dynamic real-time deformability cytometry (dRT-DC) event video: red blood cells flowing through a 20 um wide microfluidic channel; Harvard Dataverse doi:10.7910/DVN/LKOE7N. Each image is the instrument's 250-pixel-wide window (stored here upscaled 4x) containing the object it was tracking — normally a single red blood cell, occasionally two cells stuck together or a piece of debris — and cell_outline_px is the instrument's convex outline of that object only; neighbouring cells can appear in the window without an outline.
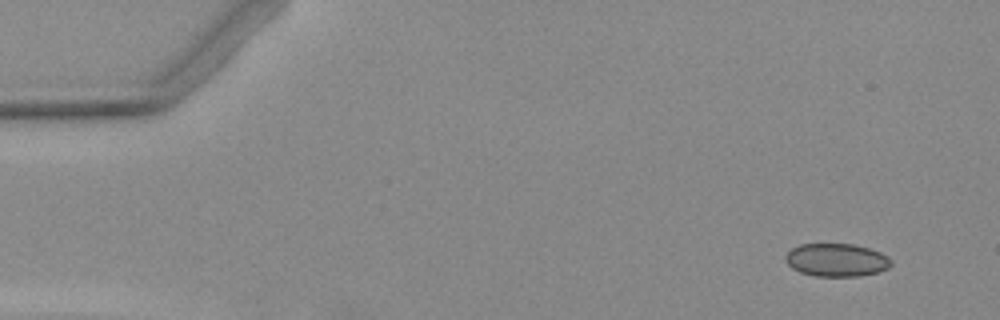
{"species": "Egyptian fruit bat (a non-hibernating species)", "species_latin": "Rousettus aegyptiacus", "temperature_condition": "warm", "stored_images_in_passage": 5, "camera_frame_rate_fps": 3000, "um_per_image_px": 0.085, "animal": {"sex": "female"}, "frame": {"image": 1, "passage_image": 2, "time_ms": 1.0, "image_size_px": [1000, 320], "cell_outline_px": [[892, 264], [888, 268], [876, 272], [860, 276], [816, 276], [800, 272], [792, 268], [784, 260], [784, 256], [792, 248], [800, 244], [852, 244], [868, 248], [880, 252], [888, 256], [892, 260]], "centroid_in_image_um": [71.09, 22.1], "position_along_channel_um": 13.9, "area_um2": 20.35}}
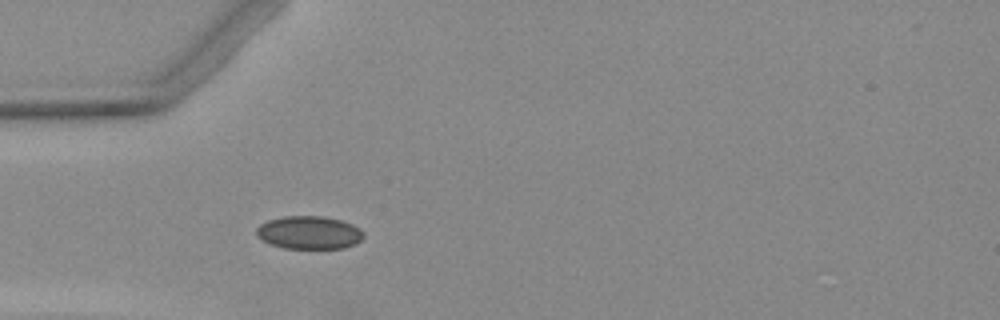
{"frame": {"image": 2, "passage_image": 5, "time_ms": 5.0, "image_size_px": [1000, 320], "cell_outline_px": [[364, 236], [356, 244], [344, 248], [284, 248], [272, 244], [256, 236], [256, 228], [260, 224], [268, 220], [284, 216], [324, 216], [340, 220], [352, 224], [360, 228], [364, 232]], "centroid_in_image_um": [26.29, 19.76], "position_along_channel_um": 58.7, "area_um2": 20.63}}